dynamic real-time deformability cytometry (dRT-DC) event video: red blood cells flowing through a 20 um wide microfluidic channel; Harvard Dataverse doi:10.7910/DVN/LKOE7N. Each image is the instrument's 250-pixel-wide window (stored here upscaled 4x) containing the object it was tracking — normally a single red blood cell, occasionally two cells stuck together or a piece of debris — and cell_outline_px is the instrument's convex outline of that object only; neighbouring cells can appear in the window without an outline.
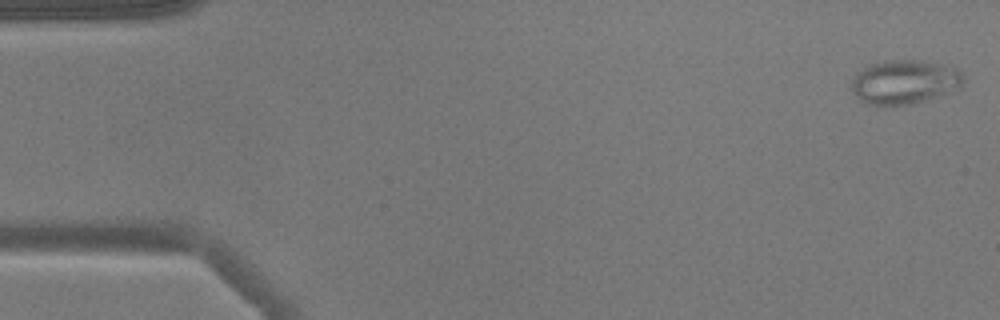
{"species": "common noctule bat (a hibernating species)", "species_latin": "Nyctalus noctula", "temperature_condition": "warm", "stored_images_in_passage": 53, "camera_frame_rate_fps": 3000, "um_per_image_px": 0.085, "animal": {"sex": "male", "body_mass_g": 17.9}, "frame": {"image": 1, "passage_image": 1, "time_ms": 0.0, "image_size_px": [1000, 320], "cell_outline_px": [[964, 80], [960, 88], [940, 96], [916, 104], [876, 108], [860, 100], [852, 92], [852, 80], [864, 68], [872, 64], [884, 60], [924, 60], [956, 68], [964, 76]], "centroid_in_image_um": [76.9, 7.01], "position_along_channel_um": 8.1, "area_um2": 29.36}}
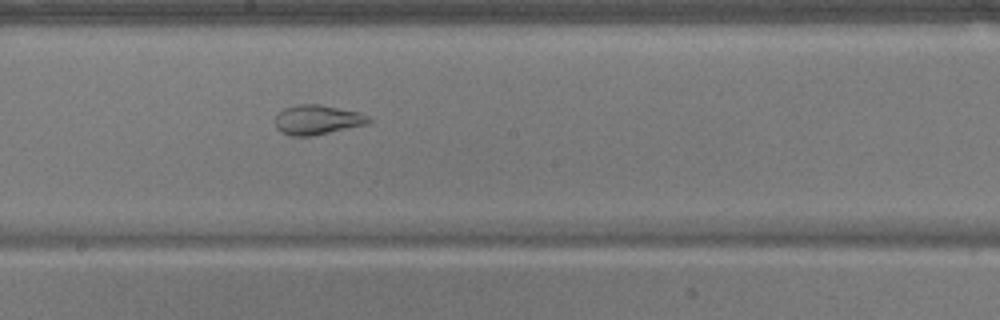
{"frame": {"image": 2, "passage_image": 28, "time_ms": 9.0, "image_size_px": [1000, 320], "cell_outline_px": [[372, 120], [368, 124], [312, 136], [292, 136], [280, 132], [276, 128], [276, 112], [284, 108], [296, 104], [320, 104], [360, 112], [368, 116]], "centroid_in_image_um": [26.96, 10.17], "position_along_channel_um": 221.2, "area_um2": 16.36}}
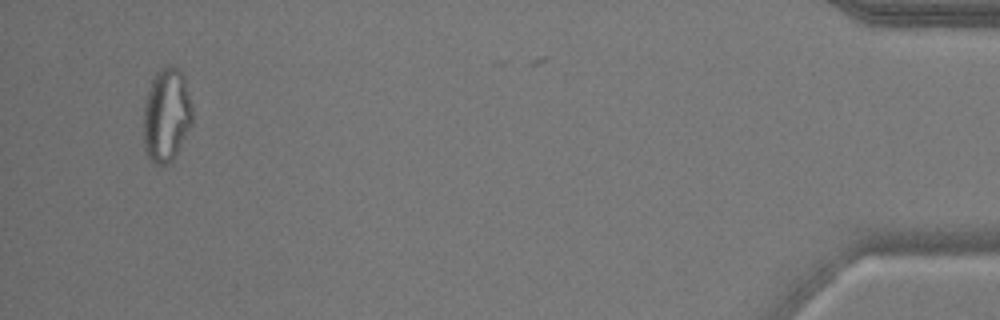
{"frame": {"image": 3, "passage_image": 50, "time_ms": 16.333, "image_size_px": [1000, 320], "cell_outline_px": [[192, 124], [176, 156], [168, 164], [156, 164], [148, 156], [144, 148], [144, 100], [152, 80], [156, 72], [160, 68], [168, 64], [176, 64], [180, 68], [184, 76], [192, 108]], "centroid_in_image_um": [14.16, 9.74], "position_along_channel_um": 421.0, "area_um2": 27.05}, "authors_computed_cell_mechanics": {"area_um2": 23.8136, "velocity_mm_per_s": 3.8243, "shape_relaxation_time_tau1_ms": null, "shape_relaxation_time_tau2_ms": 1.3179, "deformation_change_tau1": null, "deformation_change_tau2": 0.0838}}